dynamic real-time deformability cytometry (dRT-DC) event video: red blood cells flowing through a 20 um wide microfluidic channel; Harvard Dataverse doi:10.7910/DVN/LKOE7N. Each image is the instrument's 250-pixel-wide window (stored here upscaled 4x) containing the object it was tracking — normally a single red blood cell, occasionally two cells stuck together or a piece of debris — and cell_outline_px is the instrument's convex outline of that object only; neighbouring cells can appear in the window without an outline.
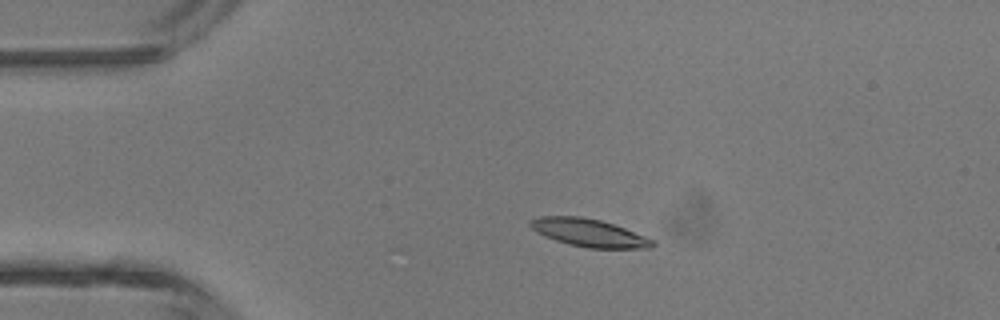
{"species": "common noctule bat (a hibernating species)", "species_latin": "Nyctalus noctula", "temperature_condition": "room temperature", "stored_images_in_passage": 4, "camera_frame_rate_fps": 3000, "um_per_image_px": 0.085, "animal": {"sex": "male", "body_mass_g": 13.3}, "frame": {"image": 1, "passage_image": 3, "time_ms": 2.667, "image_size_px": [1000, 320], "cell_outline_px": [[656, 244], [652, 248], [588, 248], [568, 244], [544, 236], [536, 232], [528, 224], [528, 220], [540, 216], [580, 216], [600, 220], [624, 228], [644, 236], [652, 240]], "centroid_in_image_um": [50.01, 19.78], "position_along_channel_um": 35.0, "area_um2": 19.71}}